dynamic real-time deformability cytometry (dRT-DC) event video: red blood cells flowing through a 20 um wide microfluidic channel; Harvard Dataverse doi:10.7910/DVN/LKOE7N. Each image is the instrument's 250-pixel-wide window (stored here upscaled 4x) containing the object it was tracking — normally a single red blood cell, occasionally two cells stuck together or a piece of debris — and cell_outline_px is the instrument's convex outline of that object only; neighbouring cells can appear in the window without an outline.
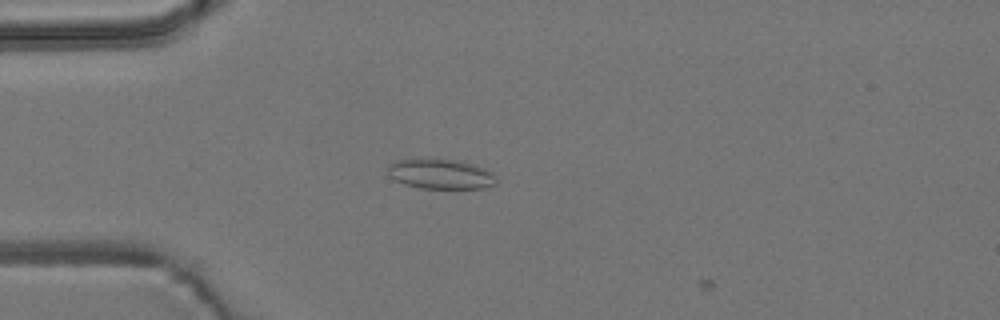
{"species": "common noctule bat (a hibernating species)", "species_latin": "Nyctalus noctula", "temperature_condition": "room temperature", "stored_images_in_passage": 3, "camera_frame_rate_fps": 3000, "um_per_image_px": 0.085, "animal": {"sex": "male", "body_mass_g": 19.2, "forearm_length_mm": 51.8}, "frame": {"image": 1, "passage_image": 2, "time_ms": 0.333, "image_size_px": [1000, 320], "cell_outline_px": [[496, 184], [484, 188], [420, 188], [404, 184], [388, 176], [388, 164], [396, 160], [424, 156], [456, 160], [476, 164], [488, 172], [496, 180]], "centroid_in_image_um": [37.36, 14.75], "position_along_channel_um": 47.6, "area_um2": 19.36}}